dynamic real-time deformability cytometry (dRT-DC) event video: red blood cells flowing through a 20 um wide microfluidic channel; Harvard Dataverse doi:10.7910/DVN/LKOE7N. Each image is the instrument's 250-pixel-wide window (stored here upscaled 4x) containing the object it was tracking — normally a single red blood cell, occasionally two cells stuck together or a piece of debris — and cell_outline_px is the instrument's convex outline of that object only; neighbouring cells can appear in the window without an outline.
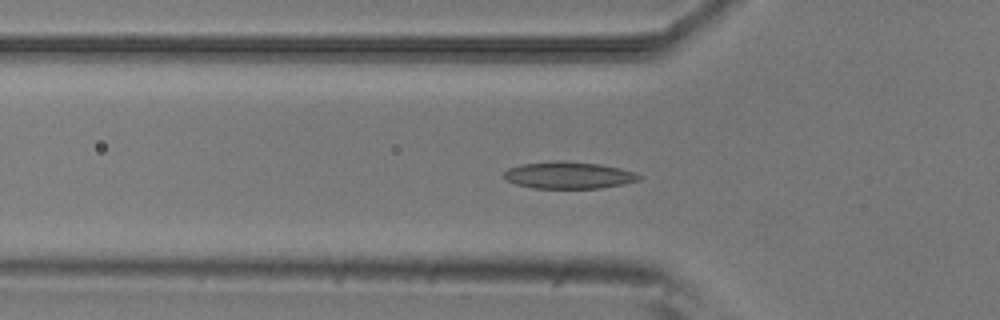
{"species": "common noctule bat (a hibernating species)", "species_latin": "Nyctalus noctula", "temperature_condition": "room temperature", "stored_images_in_passage": 52, "camera_frame_rate_fps": 3000, "um_per_image_px": 0.085, "animal": {"sex": "male", "body_mass_g": 20.5, "forearm_length_mm": 52.5}, "frame": {"image": 1, "passage_image": 16, "time_ms": 5.0, "image_size_px": [1000, 320], "cell_outline_px": [[644, 176], [640, 180], [624, 184], [600, 188], [532, 188], [516, 184], [504, 180], [504, 172], [508, 168], [520, 164], [556, 160], [600, 164], [620, 168], [636, 172]], "centroid_in_image_um": [48.35, 14.89], "position_along_channel_um": 77.5, "area_um2": 21.44}}
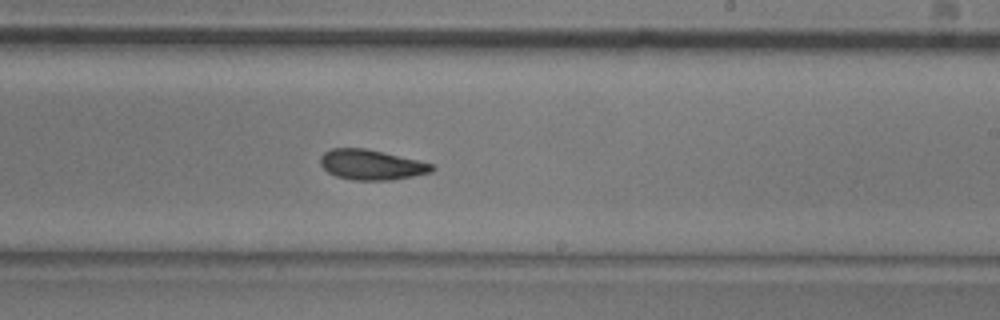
{"frame": {"image": 2, "passage_image": 30, "time_ms": 9.667, "image_size_px": [1000, 320], "cell_outline_px": [[436, 168], [432, 172], [392, 180], [352, 180], [336, 176], [328, 172], [320, 164], [320, 156], [324, 152], [332, 148], [364, 148], [416, 160], [432, 164]], "centroid_in_image_um": [31.53, 14.01], "position_along_channel_um": 257.5, "area_um2": 19.42}}
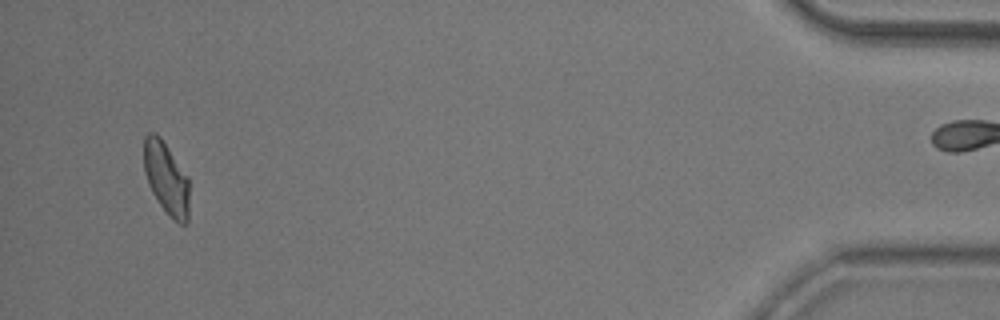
{"frame": {"image": 3, "passage_image": 49, "time_ms": 16.0, "image_size_px": [1000, 320], "cell_outline_px": [[188, 224], [180, 224], [160, 204], [152, 192], [148, 184], [144, 172], [144, 136], [148, 132], [156, 132], [160, 136], [188, 176]], "centroid_in_image_um": [14.12, 15.09], "position_along_channel_um": 421.1, "area_um2": 18.96}, "authors_computed_cell_mechanics": {"area_um2": 19.7676, "velocity_mm_per_s": 3.8365, "shape_relaxation_time_tau1_ms": 6.6827, "shape_relaxation_time_tau2_ms": 3.3183, "deformation_change_tau1": 0.1506, "deformation_change_tau2": 0.0879}}